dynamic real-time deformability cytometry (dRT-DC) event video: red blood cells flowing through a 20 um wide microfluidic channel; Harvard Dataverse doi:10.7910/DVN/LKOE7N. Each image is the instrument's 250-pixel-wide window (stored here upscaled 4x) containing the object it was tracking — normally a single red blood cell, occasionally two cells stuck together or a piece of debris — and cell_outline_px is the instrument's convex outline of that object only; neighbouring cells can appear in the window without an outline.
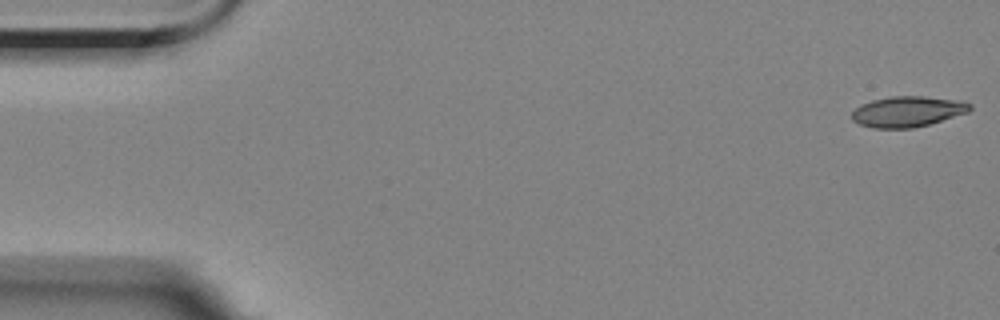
{"species": "Egyptian fruit bat (a non-hibernating species)", "species_latin": "Rousettus aegyptiacus", "temperature_condition": "room temperature", "stored_images_in_passage": 13, "camera_frame_rate_fps": 3000, "um_per_image_px": 0.085, "animal": {"sex": "female"}, "frame": {"image": 1, "passage_image": 1, "time_ms": 0.0, "image_size_px": [1000, 320], "cell_outline_px": [[972, 108], [968, 112], [928, 124], [912, 128], [872, 128], [860, 124], [852, 120], [852, 112], [860, 104], [872, 100], [892, 96], [924, 96], [952, 100], [972, 104]], "centroid_in_image_um": [77.1, 9.48], "position_along_channel_um": 7.9, "area_um2": 20.81}}